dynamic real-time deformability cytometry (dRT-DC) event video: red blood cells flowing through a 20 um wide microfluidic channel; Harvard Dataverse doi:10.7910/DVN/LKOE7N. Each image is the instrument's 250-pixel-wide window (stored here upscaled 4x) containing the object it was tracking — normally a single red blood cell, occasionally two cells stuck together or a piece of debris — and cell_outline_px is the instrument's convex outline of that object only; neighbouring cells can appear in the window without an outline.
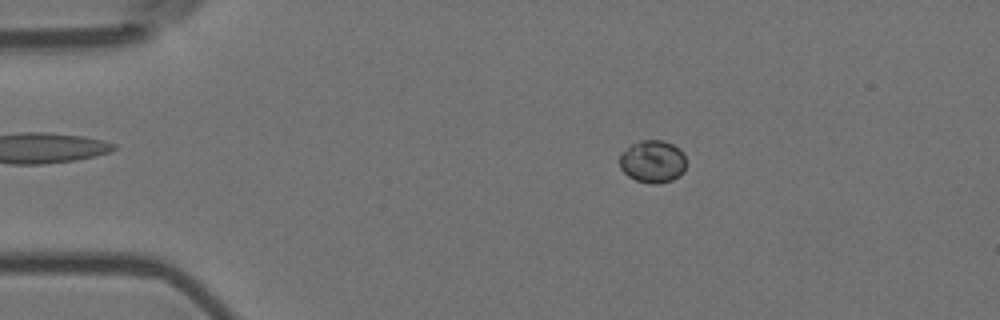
{"species": "Egyptian fruit bat (a non-hibernating species)", "species_latin": "Rousettus aegyptiacus", "temperature_condition": "room temperature", "stored_images_in_passage": 57, "camera_frame_rate_fps": 3000, "um_per_image_px": 0.085, "animal": {"sex": "female"}, "frame": {"image": 1, "passage_image": 11, "time_ms": 3.333, "image_size_px": [1000, 320], "cell_outline_px": [[684, 172], [680, 176], [672, 180], [656, 184], [652, 184], [636, 180], [628, 176], [620, 168], [620, 152], [632, 144], [640, 140], [664, 140], [672, 144], [684, 156]], "centroid_in_image_um": [55.44, 13.73], "position_along_channel_um": 29.6, "area_um2": 16.42}}
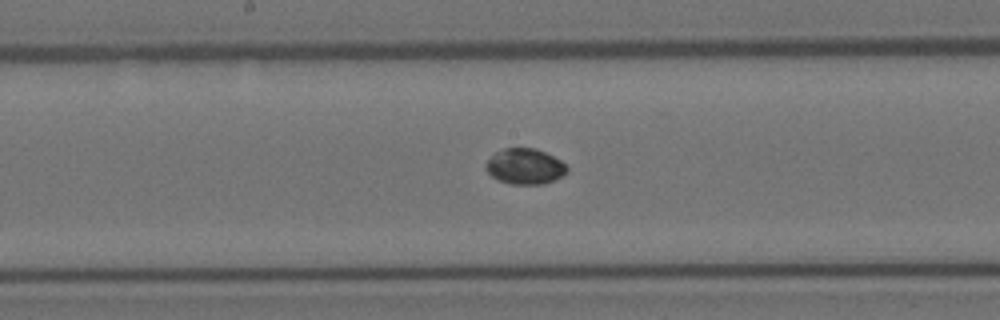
{"frame": {"image": 2, "passage_image": 30, "time_ms": 9.667, "image_size_px": [1000, 320], "cell_outline_px": [[568, 172], [544, 184], [512, 184], [500, 180], [492, 176], [484, 168], [484, 164], [496, 152], [504, 148], [536, 148], [568, 164]], "centroid_in_image_um": [44.62, 14.14], "position_along_channel_um": 203.6, "area_um2": 16.76}}
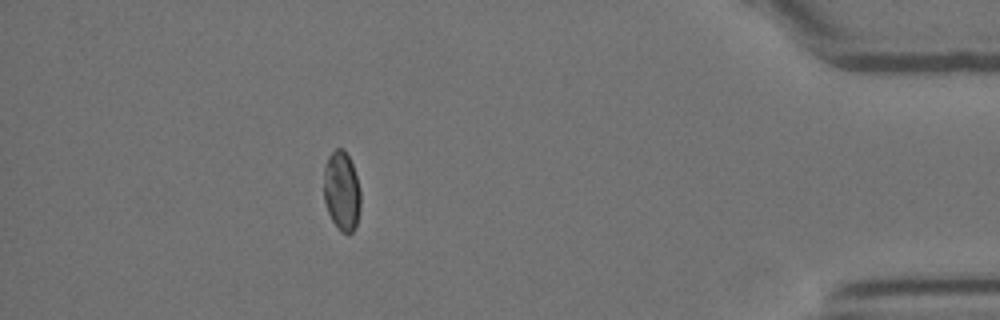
{"frame": {"image": 3, "passage_image": 51, "time_ms": 16.667, "image_size_px": [1000, 320], "cell_outline_px": [[360, 208], [356, 228], [348, 236], [340, 232], [332, 220], [328, 212], [324, 200], [324, 168], [328, 156], [336, 148], [344, 148], [352, 164], [356, 176], [360, 192]], "centroid_in_image_um": [29.05, 16.27], "position_along_channel_um": 406.2, "area_um2": 17.22}}